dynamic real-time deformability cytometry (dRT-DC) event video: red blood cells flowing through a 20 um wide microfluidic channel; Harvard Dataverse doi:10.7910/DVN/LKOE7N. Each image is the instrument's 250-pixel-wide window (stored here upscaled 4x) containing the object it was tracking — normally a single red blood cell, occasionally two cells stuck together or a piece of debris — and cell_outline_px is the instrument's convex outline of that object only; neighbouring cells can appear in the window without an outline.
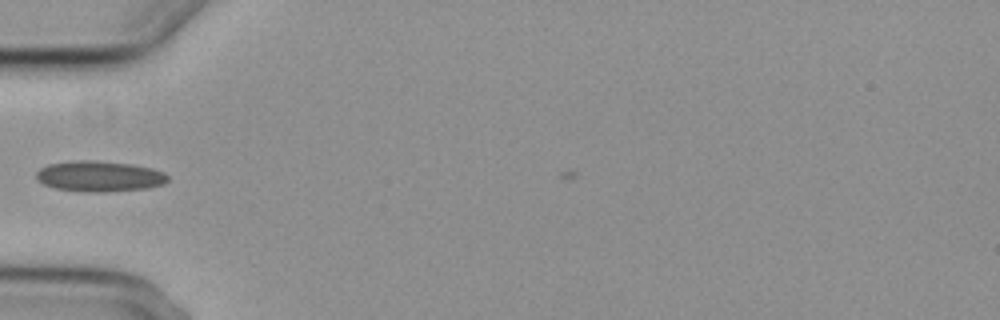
{"species": "common noctule bat (a hibernating species)", "species_latin": "Nyctalus noctula", "temperature_condition": "cold", "stored_images_in_passage": 4, "camera_frame_rate_fps": 3000, "um_per_image_px": 0.085, "animal": {"sex": "female", "body_mass_g": 29.2, "forearm_length_mm": 56.3}, "frame": {"image": 1, "passage_image": 2, "time_ms": 0.333, "image_size_px": [1000, 320], "cell_outline_px": [[168, 180], [164, 184], [148, 188], [104, 192], [80, 192], [56, 188], [44, 184], [36, 180], [36, 172], [40, 168], [48, 164], [72, 160], [92, 160], [132, 164], [152, 168], [164, 172], [168, 176]], "centroid_in_image_um": [8.44, 14.98], "position_along_channel_um": 76.6, "area_um2": 23.76}}